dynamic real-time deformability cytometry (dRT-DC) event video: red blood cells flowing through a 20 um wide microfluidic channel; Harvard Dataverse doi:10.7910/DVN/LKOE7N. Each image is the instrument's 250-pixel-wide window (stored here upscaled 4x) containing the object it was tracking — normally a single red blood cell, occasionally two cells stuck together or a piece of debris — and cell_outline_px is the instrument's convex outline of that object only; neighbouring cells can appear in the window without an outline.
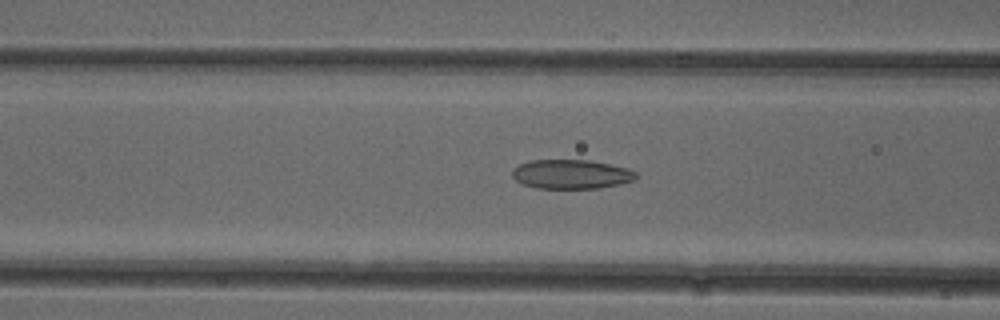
{"species": "common noctule bat (a hibernating species)", "species_latin": "Nyctalus noctula", "temperature_condition": "cold", "stored_images_in_passage": 51, "camera_frame_rate_fps": 3000, "um_per_image_px": 0.085, "animal": {"sex": "female"}, "frame": {"image": 1, "passage_image": 19, "time_ms": 6.0, "image_size_px": [1000, 320], "cell_outline_px": [[640, 176], [636, 180], [620, 184], [600, 188], [536, 188], [524, 184], [516, 180], [512, 176], [512, 168], [520, 164], [532, 160], [592, 160], [628, 168], [636, 172]], "centroid_in_image_um": [48.6, 14.8], "position_along_channel_um": 118.0, "area_um2": 21.27}}
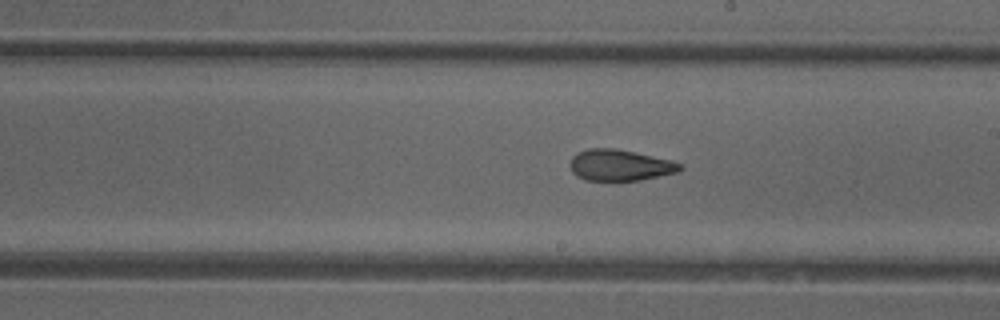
{"frame": {"image": 2, "passage_image": 28, "time_ms": 9.0, "image_size_px": [1000, 320], "cell_outline_px": [[684, 168], [680, 172], [640, 180], [584, 180], [576, 176], [572, 172], [568, 164], [572, 156], [576, 152], [588, 148], [616, 148], [672, 160], [684, 164]], "centroid_in_image_um": [52.7, 14.03], "position_along_channel_um": 236.3, "area_um2": 20.4}}
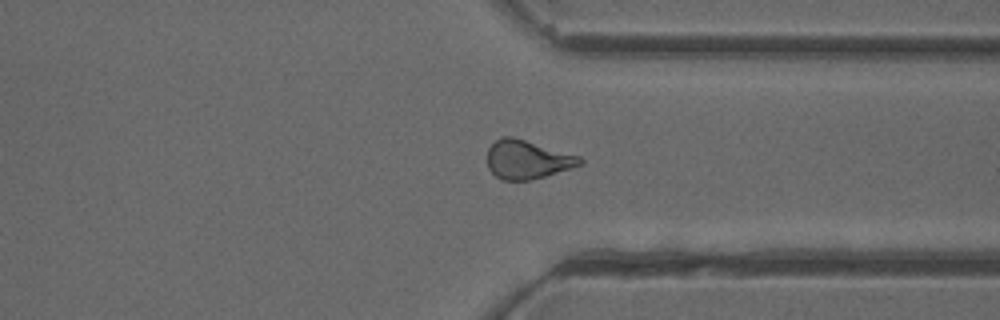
{"frame": {"image": 3, "passage_image": 38, "time_ms": 12.333, "image_size_px": [1000, 320], "cell_outline_px": [[584, 164], [572, 168], [544, 176], [528, 180], [500, 180], [488, 168], [488, 148], [496, 140], [504, 136], [512, 136], [580, 156], [584, 160]], "centroid_in_image_um": [44.83, 13.56], "position_along_channel_um": 366.6, "area_um2": 20.81}, "authors_computed_cell_mechanics": {"area_um2": 21.7328, "velocity_mm_per_s": 3.9386, "shape_relaxation_time_tau1_ms": null, "shape_relaxation_time_tau2_ms": 2.525, "deformation_change_tau1": null, "deformation_change_tau2": 0.1039}}